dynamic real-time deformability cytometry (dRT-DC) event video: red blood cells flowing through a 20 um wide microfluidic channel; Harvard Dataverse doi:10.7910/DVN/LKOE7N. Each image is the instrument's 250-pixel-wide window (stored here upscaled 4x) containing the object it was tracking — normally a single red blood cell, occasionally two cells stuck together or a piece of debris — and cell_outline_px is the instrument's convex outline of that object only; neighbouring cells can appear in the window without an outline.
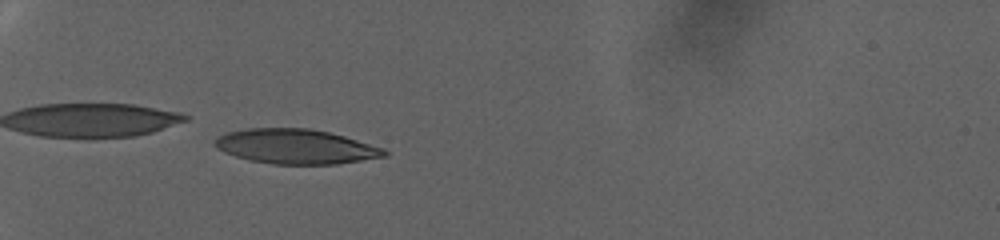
{"species": "human", "species_latin": "Homo sapiens", "temperature_condition": "warm", "stored_images_in_passage": 85, "camera_frame_rate_fps": 3000, "um_per_image_px": 0.085, "donor": {"sex": "female"}, "frame": {"image": 1, "passage_image": 33, "time_ms": 10.667, "image_size_px": [1000, 240], "cell_outline_px": [[388, 156], [336, 164], [272, 164], [252, 160], [236, 156], [224, 152], [216, 148], [212, 144], [212, 140], [216, 136], [224, 132], [248, 128], [308, 128], [328, 132], [344, 136], [384, 148], [388, 152]], "centroid_in_image_um": [25.09, 12.44], "position_along_channel_um": 59.9, "area_um2": 34.45}}
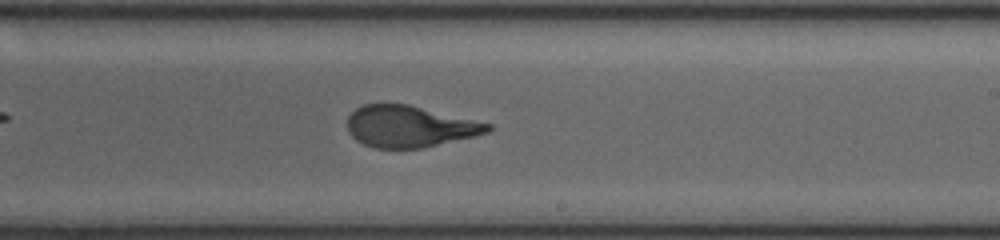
{"frame": {"image": 2, "passage_image": 58, "time_ms": 19.0, "image_size_px": [1000, 240], "cell_outline_px": [[492, 128], [488, 132], [472, 136], [420, 148], [372, 148], [356, 140], [348, 132], [348, 116], [356, 108], [364, 104], [408, 104], [492, 124]], "centroid_in_image_um": [34.77, 10.74], "position_along_channel_um": 254.2, "area_um2": 33.58}}
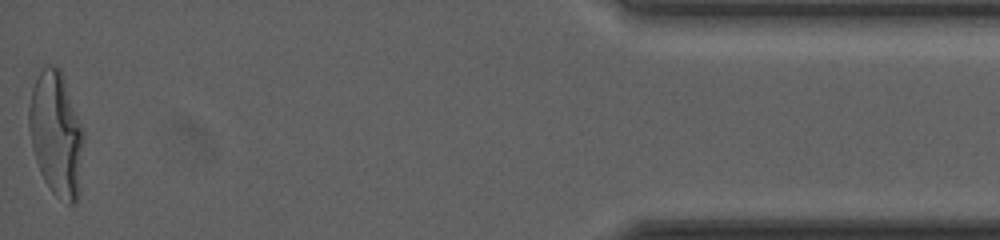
{"frame": {"image": 3, "passage_image": 85, "time_ms": 28.0, "image_size_px": [1000, 240], "cell_outline_px": [[84, 144], [80, 192], [76, 200], [72, 204], [68, 204], [56, 196], [52, 192], [44, 180], [40, 172], [32, 148], [28, 124], [28, 108], [32, 88], [36, 76], [44, 64], [52, 64], [60, 68], [64, 76], [84, 132]], "centroid_in_image_um": [4.79, 11.36], "position_along_channel_um": 430.4, "area_um2": 40.34}, "authors_computed_cell_mechanics": {"area_um2": 34.7378, "velocity_mm_per_s": 2.6585, "shape_relaxation_time_tau1_ms": 10.8322, "shape_relaxation_time_tau2_ms": 1.107, "deformation_change_tau1": 0.3214, "deformation_change_tau2": 0.0857}}